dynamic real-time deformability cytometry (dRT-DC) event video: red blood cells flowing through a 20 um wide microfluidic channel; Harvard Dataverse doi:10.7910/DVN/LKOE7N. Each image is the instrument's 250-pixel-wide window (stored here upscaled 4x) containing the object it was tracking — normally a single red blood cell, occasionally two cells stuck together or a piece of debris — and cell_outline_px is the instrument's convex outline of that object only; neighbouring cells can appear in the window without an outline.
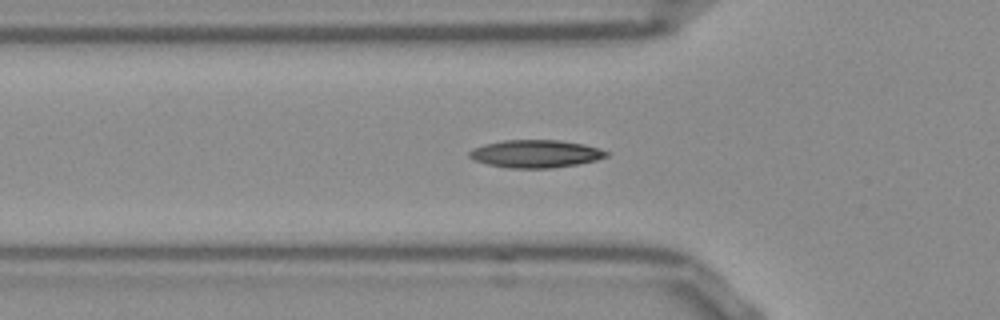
{"species": "Egyptian fruit bat (a non-hibernating species)", "species_latin": "Rousettus aegyptiacus", "temperature_condition": "room temperature", "stored_images_in_passage": 42, "camera_frame_rate_fps": 3000, "um_per_image_px": 0.085, "frame": {"image": 1, "passage_image": 9, "time_ms": 2.667, "image_size_px": [1000, 320], "cell_outline_px": [[612, 152], [608, 156], [596, 160], [576, 164], [552, 168], [512, 168], [488, 164], [472, 160], [468, 156], [468, 152], [472, 148], [484, 144], [500, 140], [560, 140], [584, 144], [600, 148]], "centroid_in_image_um": [45.53, 13.06], "position_along_channel_um": 80.3, "area_um2": 22.37}}
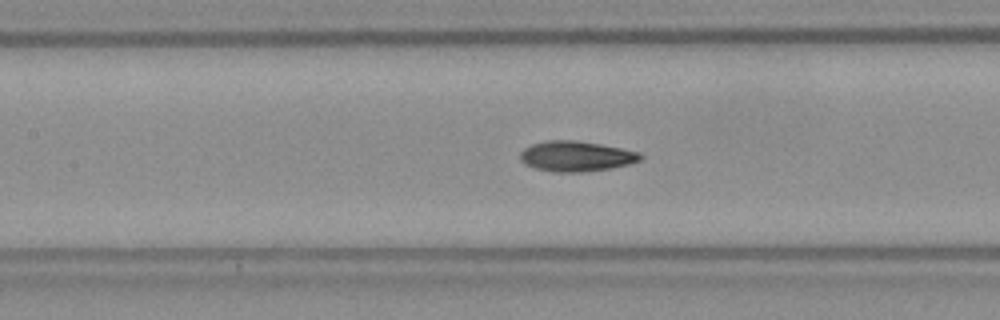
{"frame": {"image": 2, "passage_image": 15, "time_ms": 4.667, "image_size_px": [1000, 320], "cell_outline_px": [[644, 156], [640, 160], [628, 164], [612, 168], [580, 172], [552, 172], [536, 168], [524, 164], [520, 160], [520, 152], [524, 148], [532, 144], [548, 140], [576, 140], [600, 144], [640, 152]], "centroid_in_image_um": [48.96, 13.28], "position_along_channel_um": 158.4, "area_um2": 21.27}}
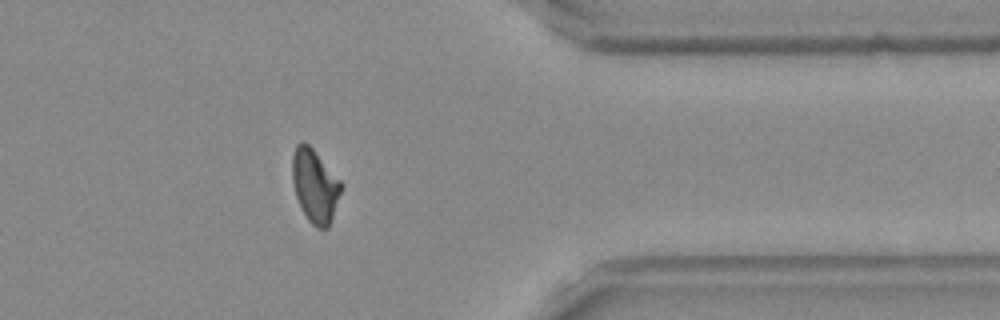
{"frame": {"image": 3, "passage_image": 34, "time_ms": 11.0, "image_size_px": [1000, 320], "cell_outline_px": [[344, 184], [328, 228], [316, 228], [308, 220], [296, 196], [292, 180], [292, 156], [296, 144], [304, 140], [312, 148]], "centroid_in_image_um": [26.77, 15.77], "position_along_channel_um": 384.6, "area_um2": 20.75}, "authors_computed_cell_mechanics": {"area_um2": 20.6635, "velocity_mm_per_s": 3.8425, "shape_relaxation_time_tau1_ms": 8.1762, "shape_relaxation_time_tau2_ms": 2.5737, "deformation_change_tau1": 0.21, "deformation_change_tau2": 0.0723}}